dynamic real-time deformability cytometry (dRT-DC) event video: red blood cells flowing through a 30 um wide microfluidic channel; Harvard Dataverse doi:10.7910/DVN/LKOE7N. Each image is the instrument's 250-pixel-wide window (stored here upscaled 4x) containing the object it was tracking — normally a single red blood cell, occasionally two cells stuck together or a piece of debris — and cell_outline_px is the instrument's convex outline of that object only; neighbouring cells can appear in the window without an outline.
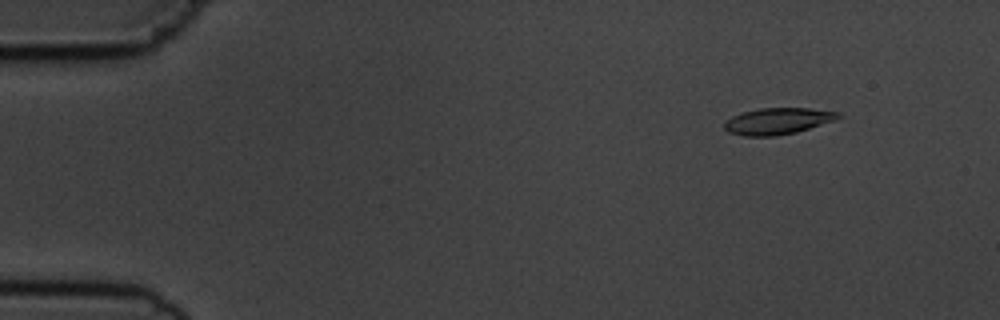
{"species": "common noctule bat (a hibernating species)", "species_latin": "Nyctalus noctula", "temperature_condition": "cold", "stored_images_in_passage": 5, "camera_frame_rate_fps": 3000, "um_per_image_px": 0.085, "animal": {"sex": "male", "body_mass_g": 19.5, "forearm_length_mm": 54.6}, "frame": {"image": 1, "passage_image": 2, "time_ms": 1.333, "image_size_px": [1000, 320], "cell_outline_px": [[844, 116], [836, 120], [796, 132], [776, 136], [744, 136], [728, 132], [724, 128], [724, 120], [732, 116], [744, 112], [760, 108], [808, 108], [840, 112]], "centroid_in_image_um": [66.12, 10.29], "position_along_channel_um": 18.9, "area_um2": 17.69}}
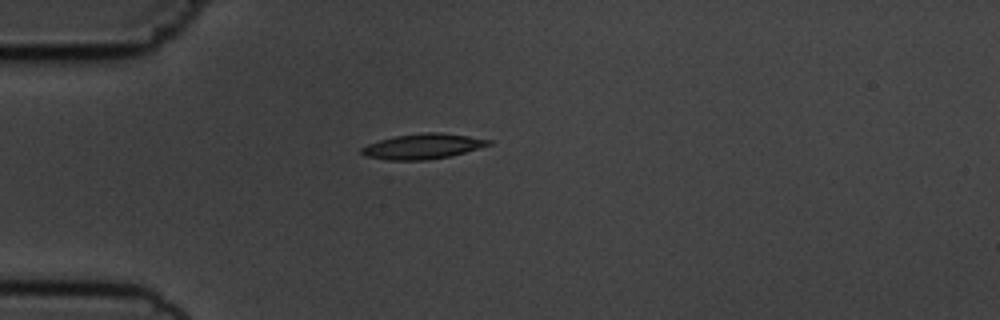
{"frame": {"image": 2, "passage_image": 4, "time_ms": 4.333, "image_size_px": [1000, 320], "cell_outline_px": [[492, 144], [464, 152], [448, 156], [428, 160], [388, 160], [364, 156], [360, 152], [360, 148], [368, 144], [380, 140], [396, 136], [424, 132], [440, 132], [468, 136], [492, 140]], "centroid_in_image_um": [35.91, 12.44], "position_along_channel_um": 49.1, "area_um2": 18.55}}